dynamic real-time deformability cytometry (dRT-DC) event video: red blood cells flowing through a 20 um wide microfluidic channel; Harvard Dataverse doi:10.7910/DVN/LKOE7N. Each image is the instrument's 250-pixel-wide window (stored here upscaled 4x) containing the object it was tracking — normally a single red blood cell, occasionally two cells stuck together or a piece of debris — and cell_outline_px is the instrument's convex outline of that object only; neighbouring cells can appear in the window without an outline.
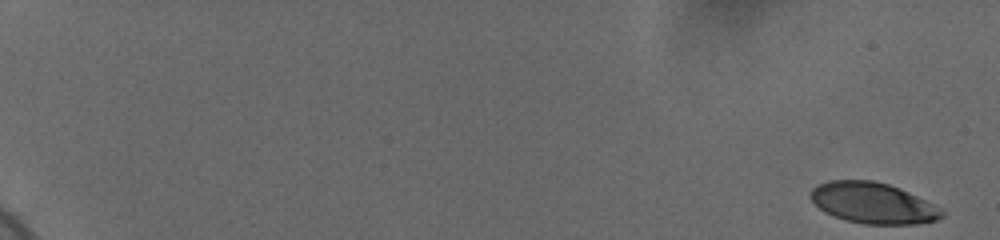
{"species": "human", "species_latin": "Homo sapiens", "temperature_condition": "cold", "stored_images_in_passage": 59, "camera_frame_rate_fps": 3000, "um_per_image_px": 0.085, "donor": {"sex": "female"}, "frame": {"image": 1, "passage_image": 1, "time_ms": 0.0, "image_size_px": [1000, 240], "cell_outline_px": [[944, 216], [936, 220], [916, 224], [864, 224], [844, 220], [824, 212], [808, 196], [812, 188], [828, 180], [872, 180], [888, 184], [900, 188], [940, 208], [944, 212]], "centroid_in_image_um": [74.17, 17.26], "position_along_channel_um": 10.8, "area_um2": 31.21}}
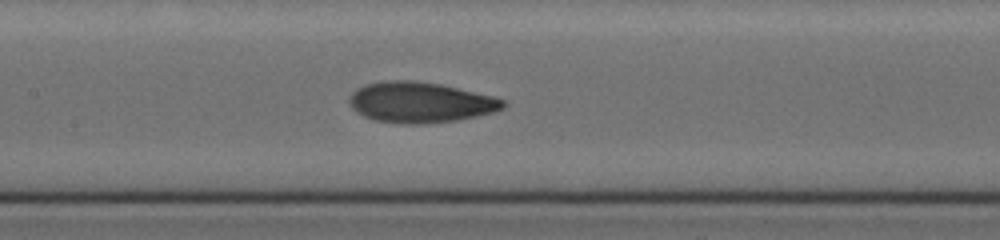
{"frame": {"image": 2, "passage_image": 32, "time_ms": 10.333, "image_size_px": [1000, 240], "cell_outline_px": [[504, 108], [492, 112], [476, 116], [456, 120], [420, 124], [400, 124], [376, 120], [364, 116], [356, 112], [352, 108], [348, 100], [348, 96], [356, 88], [364, 84], [380, 80], [416, 80], [440, 84], [492, 96], [504, 100]], "centroid_in_image_um": [35.65, 8.69], "position_along_channel_um": 171.8, "area_um2": 36.47}}
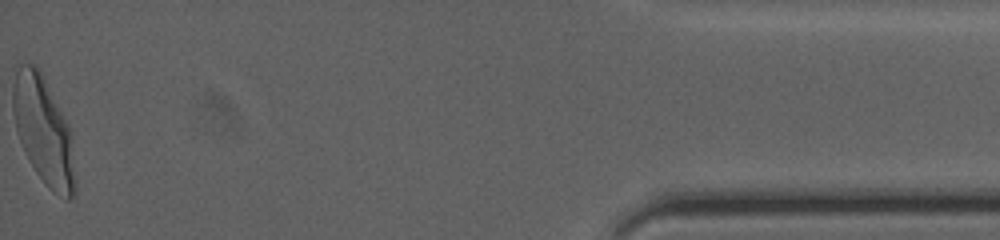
{"frame": {"image": 3, "passage_image": 59, "time_ms": 19.333, "image_size_px": [1000, 240], "cell_outline_px": [[76, 192], [68, 200], [64, 200], [52, 192], [44, 184], [36, 172], [16, 132], [12, 108], [12, 88], [16, 68], [20, 64], [36, 64], [40, 68], [68, 124], [76, 184]], "centroid_in_image_um": [3.68, 11.09], "position_along_channel_um": 431.5, "area_um2": 38.9}, "authors_computed_cell_mechanics": {"area_um2": 34.6222, "velocity_mm_per_s": 3.6702, "shape_relaxation_time_tau1_ms": 3.4338, "shape_relaxation_time_tau2_ms": 1.1735, "deformation_change_tau1": 0.1561, "deformation_change_tau2": 0.0647}}